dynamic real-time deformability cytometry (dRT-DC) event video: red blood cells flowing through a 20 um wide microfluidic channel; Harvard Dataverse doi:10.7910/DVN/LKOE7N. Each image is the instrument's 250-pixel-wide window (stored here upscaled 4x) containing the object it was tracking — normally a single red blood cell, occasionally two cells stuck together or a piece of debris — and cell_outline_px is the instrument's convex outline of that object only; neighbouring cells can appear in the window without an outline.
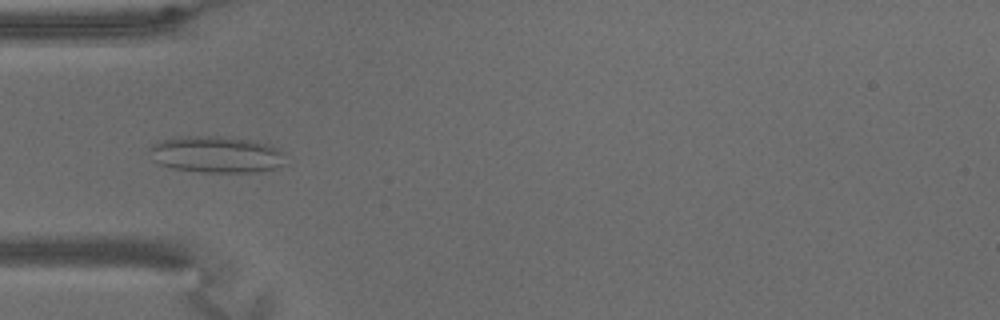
{"species": "common noctule bat (a hibernating species)", "species_latin": "Nyctalus noctula", "temperature_condition": "warm", "stored_images_in_passage": 65, "camera_frame_rate_fps": 3000, "um_per_image_px": 0.085, "animal": {"sex": "male", "body_mass_g": 15.6}, "frame": {"image": 1, "passage_image": 20, "time_ms": 6.333, "image_size_px": [1000, 320], "cell_outline_px": [[284, 164], [276, 168], [260, 172], [200, 172], [172, 168], [160, 164], [152, 160], [148, 152], [148, 148], [152, 144], [160, 140], [172, 136], [220, 136], [248, 140], [268, 144], [276, 148], [280, 152]], "centroid_in_image_um": [18.28, 13.13], "position_along_channel_um": 66.7, "area_um2": 29.13}}
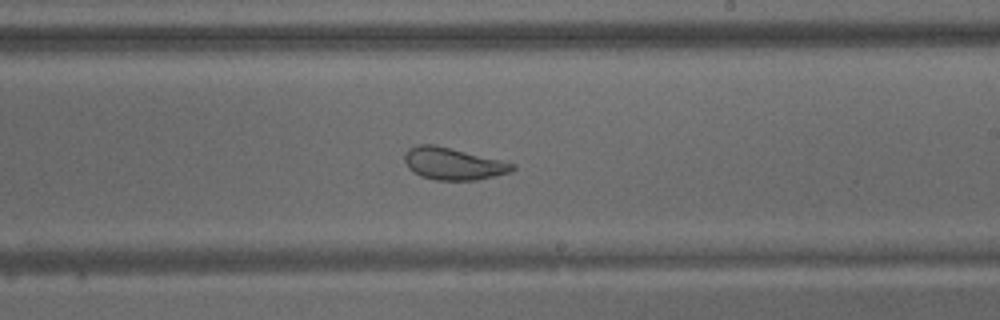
{"frame": {"image": 2, "passage_image": 38, "time_ms": 12.333, "image_size_px": [1000, 320], "cell_outline_px": [[516, 168], [508, 172], [476, 180], [436, 180], [420, 176], [408, 168], [404, 160], [404, 152], [408, 148], [416, 144], [436, 144], [516, 164]], "centroid_in_image_um": [38.45, 13.9], "position_along_channel_um": 250.5, "area_um2": 20.17}}
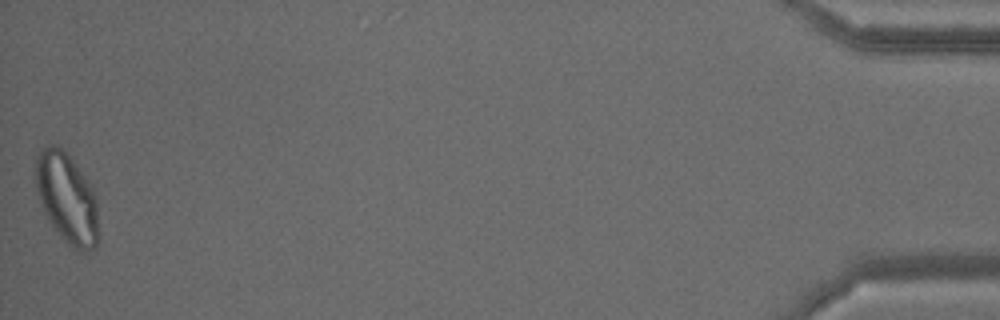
{"frame": {"image": 3, "passage_image": 65, "time_ms": 21.333, "image_size_px": [1000, 320], "cell_outline_px": [[100, 236], [96, 248], [84, 252], [80, 252], [72, 248], [60, 236], [52, 224], [44, 208], [36, 188], [36, 156], [48, 144], [52, 144], [60, 148], [68, 156], [92, 184], [96, 200]], "centroid_in_image_um": [5.75, 16.9], "position_along_channel_um": 429.5, "area_um2": 32.89}, "authors_computed_cell_mechanics": {"area_um2": 27.3394, "velocity_mm_per_s": 3.0563, "shape_relaxation_time_tau1_ms": null, "shape_relaxation_time_tau2_ms": 1.437, "deformation_change_tau1": null, "deformation_change_tau2": 0.0748}}